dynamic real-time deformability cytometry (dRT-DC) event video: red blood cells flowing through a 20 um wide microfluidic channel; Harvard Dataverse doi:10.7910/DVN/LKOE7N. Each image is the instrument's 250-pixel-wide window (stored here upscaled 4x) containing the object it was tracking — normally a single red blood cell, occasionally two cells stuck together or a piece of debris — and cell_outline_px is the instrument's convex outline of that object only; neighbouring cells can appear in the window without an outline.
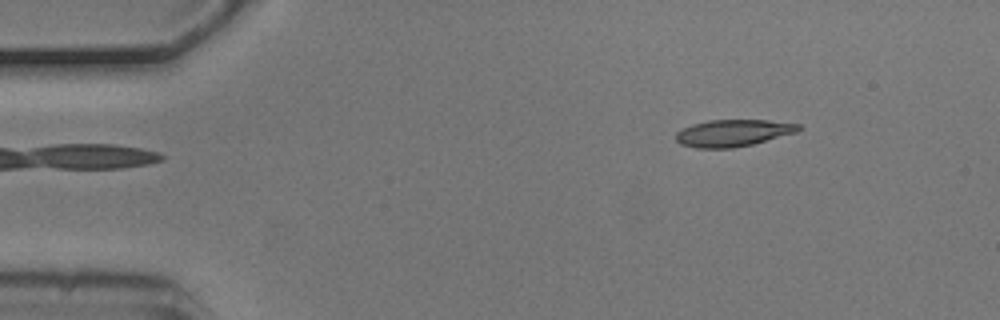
{"species": "common noctule bat (a hibernating species)", "species_latin": "Nyctalus noctula", "temperature_condition": "cold", "stored_images_in_passage": 2, "camera_frame_rate_fps": 3000, "um_per_image_px": 0.085, "animal": {"sex": "male", "body_mass_g": 20.5, "forearm_length_mm": 52.5}, "frame": {"image": 1, "passage_image": 2, "time_ms": 0.333, "image_size_px": [1000, 320], "cell_outline_px": [[804, 128], [796, 132], [752, 144], [732, 148], [696, 148], [680, 144], [676, 140], [676, 132], [692, 124], [708, 120], [768, 120], [800, 124]], "centroid_in_image_um": [62.31, 11.3], "position_along_channel_um": 22.7, "area_um2": 19.19}}